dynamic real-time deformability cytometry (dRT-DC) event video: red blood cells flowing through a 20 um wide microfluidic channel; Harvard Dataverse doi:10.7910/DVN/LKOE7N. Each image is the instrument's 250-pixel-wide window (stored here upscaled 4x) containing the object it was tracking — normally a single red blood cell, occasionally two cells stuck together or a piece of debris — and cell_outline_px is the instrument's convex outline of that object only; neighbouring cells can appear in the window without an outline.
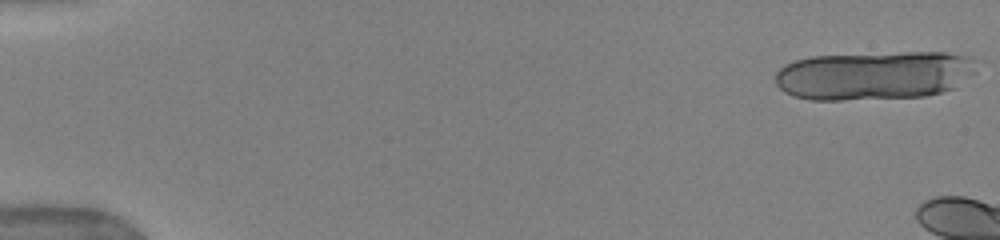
{"species": "human", "species_latin": "Homo sapiens", "temperature_condition": "warm", "stored_images_in_passage": 6, "camera_frame_rate_fps": 3000, "um_per_image_px": 0.085, "donor": {"sex": "female"}, "frame": {"image": 1, "passage_image": 1, "time_ms": 0.0, "image_size_px": [1000, 240], "cell_outline_px": [[976, 72], [956, 88], [944, 92], [928, 96], [840, 100], [808, 100], [784, 92], [776, 84], [776, 72], [784, 64], [796, 60], [812, 56], [904, 52], [944, 52], [972, 56]], "centroid_in_image_um": [74.34, 6.41], "position_along_channel_um": 10.7, "area_um2": 57.68}}